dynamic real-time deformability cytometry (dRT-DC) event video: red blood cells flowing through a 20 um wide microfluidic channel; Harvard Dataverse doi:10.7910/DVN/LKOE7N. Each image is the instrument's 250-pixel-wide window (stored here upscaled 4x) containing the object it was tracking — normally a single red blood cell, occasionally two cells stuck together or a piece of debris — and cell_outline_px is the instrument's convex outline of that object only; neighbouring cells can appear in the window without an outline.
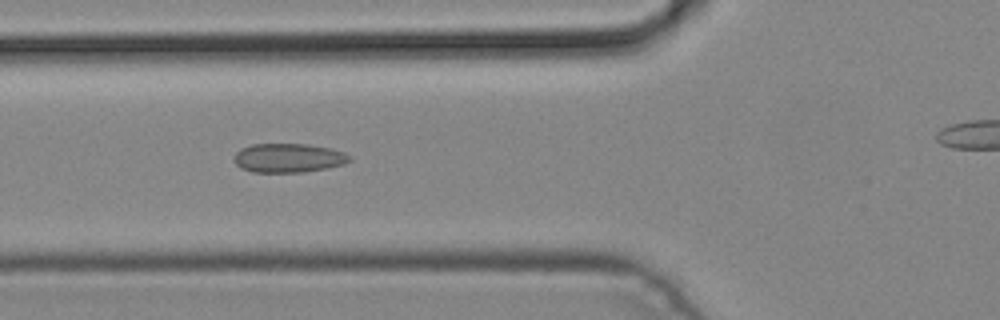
{"species": "common noctule bat (a hibernating species)", "species_latin": "Nyctalus noctula", "temperature_condition": "cold", "stored_images_in_passage": 8, "segment_of_instrument_passage": [1, 2], "camera_frame_rate_fps": 3000, "um_per_image_px": 0.085, "animal": {"sex": "male", "body_mass_g": 19.2, "forearm_length_mm": 51.8}, "frame": {"image": 1, "passage_image": 5, "time_ms": 1.333, "image_size_px": [1000, 320], "cell_outline_px": [[352, 160], [344, 164], [328, 168], [304, 172], [252, 172], [240, 168], [232, 160], [232, 156], [240, 148], [252, 144], [308, 144], [332, 148], [344, 152], [352, 156]], "centroid_in_image_um": [24.51, 13.42], "position_along_channel_um": 101.3, "area_um2": 19.94}}
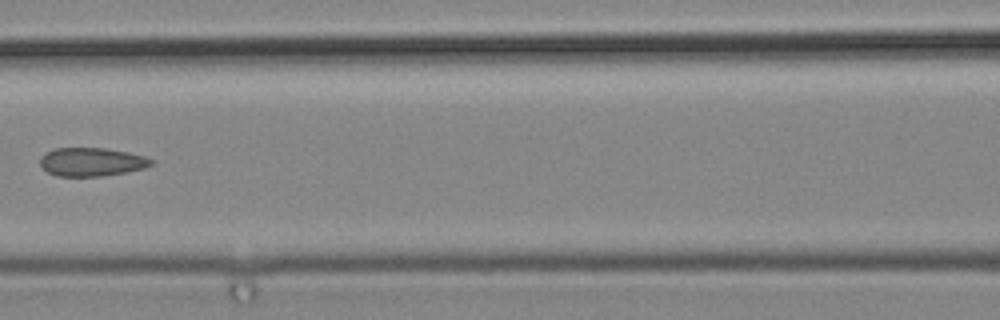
{"frame": {"image": 2, "passage_image": 6, "time_ms": 1.667, "image_size_px": [1000, 320], "cell_outline_px": [[152, 164], [144, 168], [124, 172], [100, 176], [56, 176], [48, 172], [40, 164], [40, 156], [56, 148], [104, 148], [128, 152], [144, 156], [152, 160]], "centroid_in_image_um": [7.76, 13.76], "position_along_channel_um": 158.8, "area_um2": 18.21}}
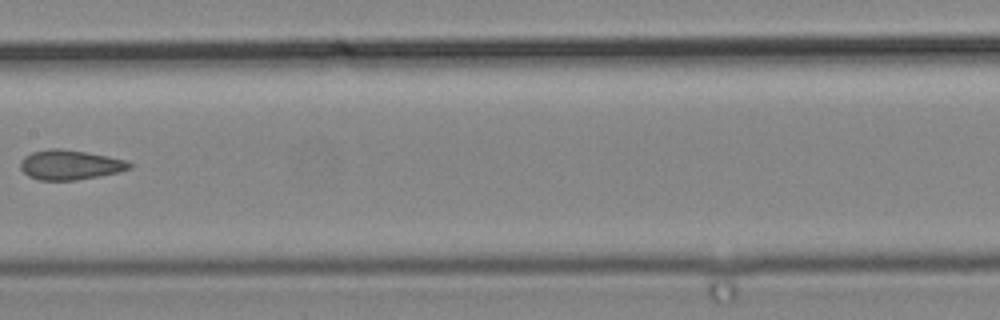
{"frame": {"image": 3, "passage_image": 7, "time_ms": 2.0, "image_size_px": [1000, 320], "cell_outline_px": [[132, 168], [120, 172], [100, 176], [76, 180], [40, 180], [28, 176], [20, 168], [20, 160], [24, 156], [32, 152], [48, 148], [60, 148], [88, 152], [108, 156], [124, 160], [132, 164]], "centroid_in_image_um": [5.94, 14.0], "position_along_channel_um": 201.5, "area_um2": 19.07}}